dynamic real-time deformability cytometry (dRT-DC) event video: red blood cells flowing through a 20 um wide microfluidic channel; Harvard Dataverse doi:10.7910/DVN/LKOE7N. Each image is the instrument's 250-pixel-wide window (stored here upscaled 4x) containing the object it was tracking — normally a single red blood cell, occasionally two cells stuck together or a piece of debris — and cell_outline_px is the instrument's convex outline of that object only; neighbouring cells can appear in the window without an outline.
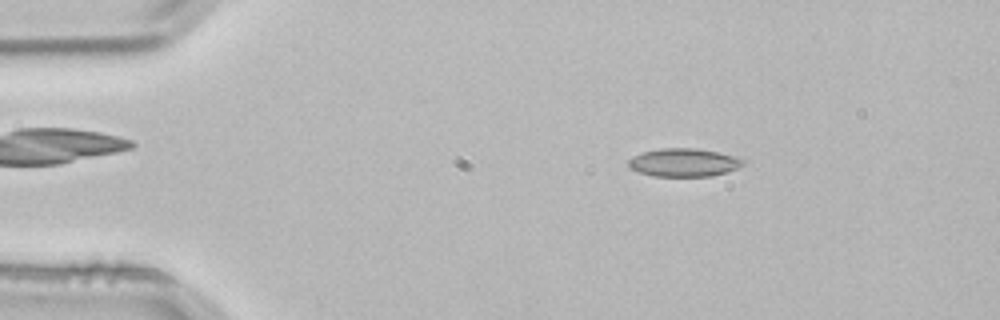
{"species": "common noctule bat (a hibernating species)", "species_latin": "Nyctalus noctula", "temperature_condition": "room temperature", "stored_images_in_passage": 2, "camera_frame_rate_fps": 3000, "um_per_image_px": 0.085, "animal": {"sex": "male", "body_mass_g": 21.5, "forearm_length_mm": 52.0}, "frame": {"image": 1, "passage_image": 1, "time_ms": 0.0, "image_size_px": [1000, 320], "cell_outline_px": [[748, 160], [740, 168], [728, 172], [712, 176], [652, 176], [628, 168], [628, 160], [632, 156], [640, 152], [660, 148], [696, 148], [716, 152]], "centroid_in_image_um": [58.12, 13.81], "position_along_channel_um": 26.9, "area_um2": 19.07}}